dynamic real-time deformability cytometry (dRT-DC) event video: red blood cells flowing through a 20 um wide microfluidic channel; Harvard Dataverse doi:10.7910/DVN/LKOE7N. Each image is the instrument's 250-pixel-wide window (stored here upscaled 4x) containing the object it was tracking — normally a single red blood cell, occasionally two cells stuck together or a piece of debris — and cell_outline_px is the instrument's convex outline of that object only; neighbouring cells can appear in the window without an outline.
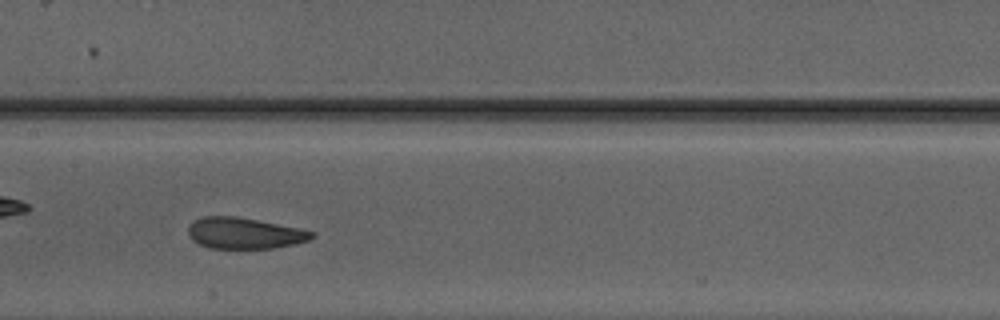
{"species": "Egyptian fruit bat (a non-hibernating species)", "species_latin": "Rousettus aegyptiacus", "temperature_condition": "warm", "stored_images_in_passage": 37, "camera_frame_rate_fps": 3000, "um_per_image_px": 0.085, "animal": {"sex": "male"}, "frame": {"image": 1, "passage_image": 16, "time_ms": 5.0, "image_size_px": [1000, 320], "cell_outline_px": [[316, 236], [308, 240], [292, 244], [272, 248], [208, 248], [192, 240], [188, 236], [188, 224], [192, 220], [204, 216], [236, 216], [316, 232]], "centroid_in_image_um": [20.71, 19.82], "position_along_channel_um": 186.7, "area_um2": 22.31}}
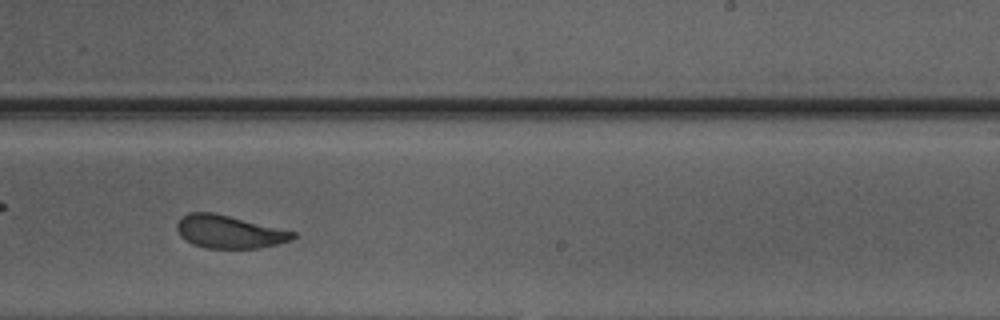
{"frame": {"image": 2, "passage_image": 22, "time_ms": 7.0, "image_size_px": [1000, 320], "cell_outline_px": [[296, 236], [292, 240], [260, 248], [208, 248], [192, 244], [184, 240], [180, 236], [176, 228], [176, 224], [188, 212], [212, 212], [296, 232]], "centroid_in_image_um": [19.46, 19.71], "position_along_channel_um": 269.5, "area_um2": 22.08}, "authors_computed_cell_mechanics": {"area_um2": 22.9466, "velocity_mm_per_s": 4.1651, "shape_relaxation_time_tau1_ms": 5.0246, "shape_relaxation_time_tau2_ms": 1.1207, "deformation_change_tau1": 0.1324, "deformation_change_tau2": 0.072}}